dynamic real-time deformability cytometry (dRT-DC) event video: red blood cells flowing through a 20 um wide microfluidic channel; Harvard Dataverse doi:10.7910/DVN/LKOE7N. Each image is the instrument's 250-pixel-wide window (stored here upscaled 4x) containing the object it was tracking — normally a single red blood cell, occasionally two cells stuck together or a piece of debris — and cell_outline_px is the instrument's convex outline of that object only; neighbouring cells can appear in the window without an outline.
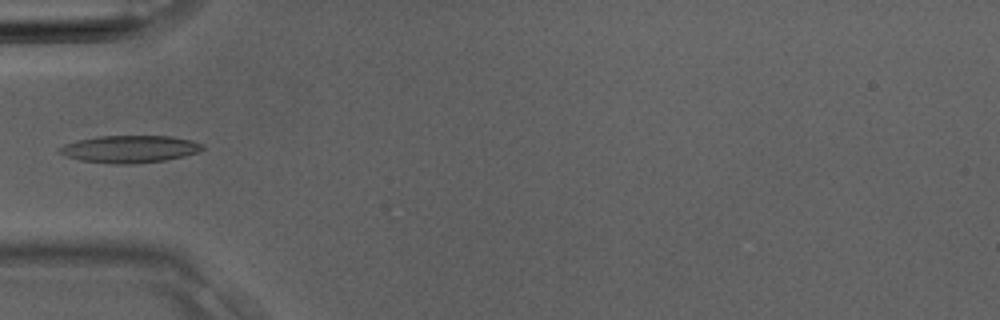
{"species": "Egyptian fruit bat (a non-hibernating species)", "species_latin": "Rousettus aegyptiacus", "temperature_condition": "room temperature", "stored_images_in_passage": 3, "camera_frame_rate_fps": 3000, "um_per_image_px": 0.085, "animal": {"sex": "male"}, "frame": {"image": 1, "passage_image": 3, "time_ms": 0.667, "image_size_px": [1000, 320], "cell_outline_px": [[204, 148], [196, 152], [184, 156], [164, 160], [132, 164], [112, 164], [80, 160], [64, 156], [56, 152], [64, 144], [76, 140], [100, 136], [172, 136], [192, 140], [204, 144]], "centroid_in_image_um": [11.0, 12.67], "position_along_channel_um": 74.0, "area_um2": 22.83}}